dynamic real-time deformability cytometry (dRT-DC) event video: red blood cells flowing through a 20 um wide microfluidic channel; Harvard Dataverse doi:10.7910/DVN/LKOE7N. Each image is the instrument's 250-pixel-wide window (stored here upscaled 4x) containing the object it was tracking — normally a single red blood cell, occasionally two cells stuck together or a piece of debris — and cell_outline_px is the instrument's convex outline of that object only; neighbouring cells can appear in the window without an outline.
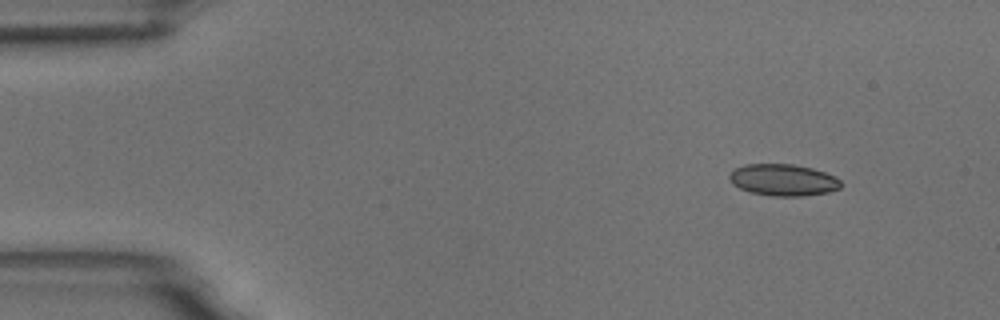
{"species": "common noctule bat (a hibernating species)", "species_latin": "Nyctalus noctula", "temperature_condition": "room temperature", "stored_images_in_passage": 3, "camera_frame_rate_fps": 3000, "um_per_image_px": 0.085, "animal": {"sex": "male", "body_mass_g": 18.8}, "frame": {"image": 1, "passage_image": 1, "time_ms": 0.0, "image_size_px": [1000, 320], "cell_outline_px": [[840, 188], [828, 192], [804, 196], [772, 196], [752, 192], [740, 188], [732, 184], [728, 176], [736, 168], [744, 164], [792, 164], [812, 168], [836, 176], [840, 180]], "centroid_in_image_um": [66.58, 15.29], "position_along_channel_um": 18.4, "area_um2": 20.52}}